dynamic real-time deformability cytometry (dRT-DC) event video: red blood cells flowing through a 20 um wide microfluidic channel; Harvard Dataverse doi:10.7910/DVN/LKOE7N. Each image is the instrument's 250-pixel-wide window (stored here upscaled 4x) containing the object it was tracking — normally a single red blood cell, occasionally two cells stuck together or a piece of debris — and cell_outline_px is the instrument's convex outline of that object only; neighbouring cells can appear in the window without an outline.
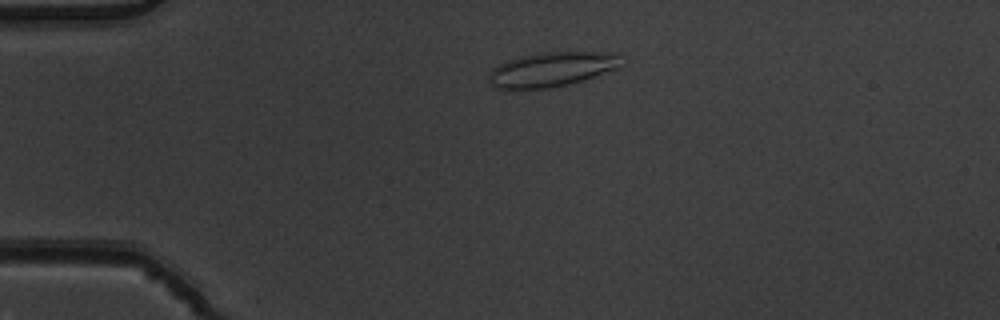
{"species": "common noctule bat (a hibernating species)", "species_latin": "Nyctalus noctula", "temperature_condition": "warm", "stored_images_in_passage": 3, "camera_frame_rate_fps": 3000, "um_per_image_px": 0.085, "animal": {"sex": "male", "body_mass_g": 19.5, "forearm_length_mm": 54.6}, "frame": {"image": 1, "passage_image": 2, "time_ms": 0.333, "image_size_px": [1000, 320], "cell_outline_px": [[628, 56], [620, 68], [584, 80], [568, 84], [548, 88], [492, 88], [488, 84], [488, 72], [492, 68], [508, 60], [520, 56], [544, 52], [620, 52]], "centroid_in_image_um": [47.01, 5.87], "position_along_channel_um": 38.0, "area_um2": 27.34}}